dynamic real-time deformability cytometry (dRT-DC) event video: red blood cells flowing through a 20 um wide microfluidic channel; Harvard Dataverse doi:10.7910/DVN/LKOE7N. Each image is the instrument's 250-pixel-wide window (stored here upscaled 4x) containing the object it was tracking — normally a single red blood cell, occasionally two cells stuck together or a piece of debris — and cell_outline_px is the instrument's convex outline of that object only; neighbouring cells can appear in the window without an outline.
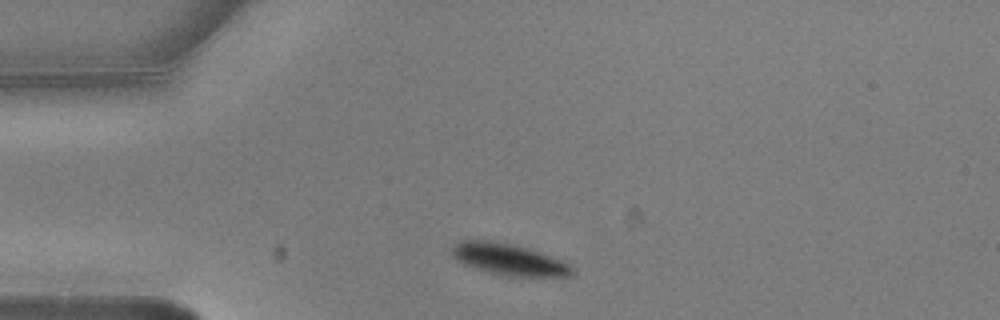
{"species": "common noctule bat (a hibernating species)", "species_latin": "Nyctalus noctula", "temperature_condition": "warm", "stored_images_in_passage": 2, "camera_frame_rate_fps": 3000, "um_per_image_px": 0.085, "animal": {"sex": "male", "body_mass_g": 20.5, "forearm_length_mm": 52.5}, "frame": {"image": 1, "passage_image": 1, "time_ms": 0.0, "image_size_px": [1000, 320], "cell_outline_px": [[576, 272], [572, 276], [508, 276], [488, 272], [472, 268], [456, 260], [452, 256], [448, 248], [460, 240], [488, 240], [512, 244], [560, 260], [576, 268]], "centroid_in_image_um": [43.17, 22.06], "position_along_channel_um": 41.8, "area_um2": 22.02}}